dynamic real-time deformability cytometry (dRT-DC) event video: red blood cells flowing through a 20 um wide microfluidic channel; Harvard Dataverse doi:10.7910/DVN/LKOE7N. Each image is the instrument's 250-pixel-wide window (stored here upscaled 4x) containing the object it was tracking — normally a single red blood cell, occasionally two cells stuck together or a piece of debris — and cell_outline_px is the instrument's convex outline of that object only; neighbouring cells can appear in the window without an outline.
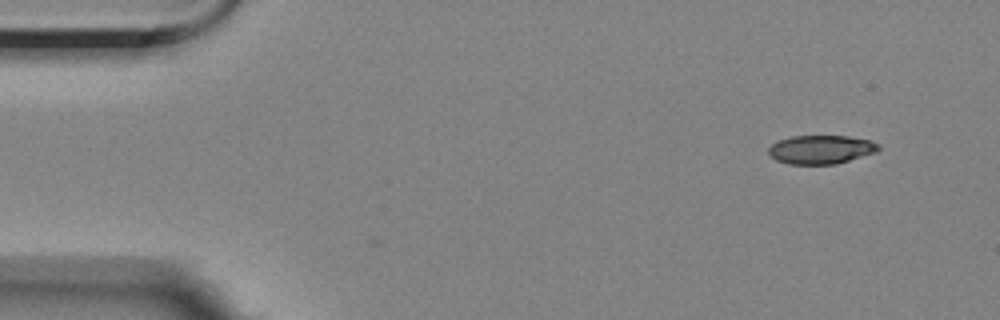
{"species": "Egyptian fruit bat (a non-hibernating species)", "species_latin": "Rousettus aegyptiacus", "temperature_condition": "room temperature", "stored_images_in_passage": 3, "camera_frame_rate_fps": 3000, "um_per_image_px": 0.085, "animal": {"sex": "female"}, "frame": {"image": 1, "passage_image": 1, "time_ms": 0.0, "image_size_px": [1000, 320], "cell_outline_px": [[880, 148], [876, 152], [836, 164], [788, 164], [776, 160], [768, 152], [768, 148], [772, 144], [780, 140], [792, 136], [848, 136], [872, 140], [880, 144]], "centroid_in_image_um": [69.81, 12.7], "position_along_channel_um": 15.2, "area_um2": 18.38}}